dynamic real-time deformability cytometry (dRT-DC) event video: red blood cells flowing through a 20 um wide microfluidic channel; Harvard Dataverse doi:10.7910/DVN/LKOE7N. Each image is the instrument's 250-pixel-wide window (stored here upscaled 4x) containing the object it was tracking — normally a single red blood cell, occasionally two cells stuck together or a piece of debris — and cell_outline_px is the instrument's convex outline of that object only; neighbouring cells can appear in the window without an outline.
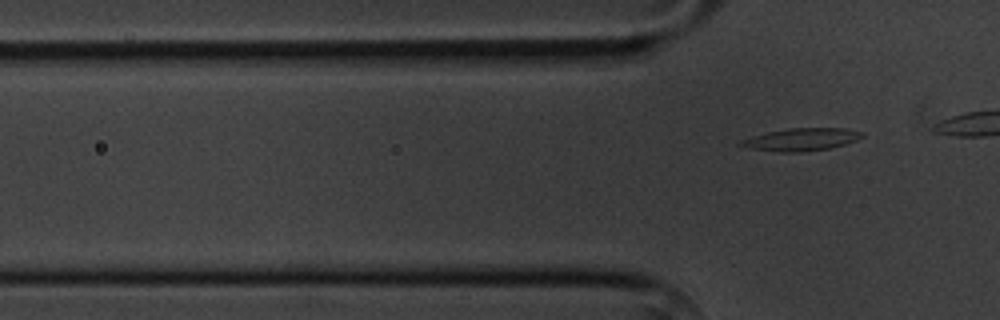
{"species": "common noctule bat (a hibernating species)", "species_latin": "Nyctalus noctula", "temperature_condition": "cold", "stored_images_in_passage": 6, "segment_of_instrument_passage": [2, 2], "camera_frame_rate_fps": 3000, "um_per_image_px": 0.085, "animal": {"sex": "male", "body_mass_g": 20.1, "forearm_length_mm": 53.5}, "frame": {"image": 1, "passage_image": 6, "time_ms": 6.0, "image_size_px": [1000, 320], "cell_outline_px": [[864, 136], [856, 140], [844, 144], [828, 148], [804, 152], [780, 152], [748, 148], [736, 144], [740, 140], [752, 136], [768, 132], [788, 128], [844, 128], [864, 132]], "centroid_in_image_um": [68.09, 11.85], "position_along_channel_um": 57.7, "area_um2": 15.95}}